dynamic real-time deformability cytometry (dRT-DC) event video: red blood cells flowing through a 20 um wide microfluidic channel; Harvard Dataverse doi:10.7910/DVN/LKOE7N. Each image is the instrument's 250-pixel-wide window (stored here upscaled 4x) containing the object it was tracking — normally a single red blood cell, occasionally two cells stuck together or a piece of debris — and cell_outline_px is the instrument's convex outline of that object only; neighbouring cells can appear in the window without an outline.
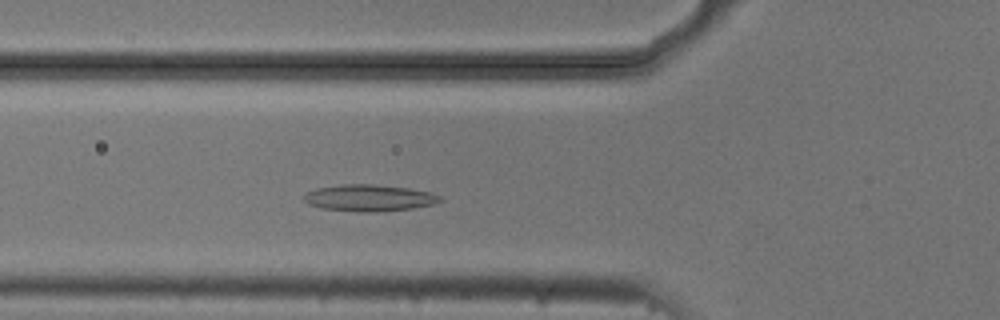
{"species": "common noctule bat (a hibernating species)", "species_latin": "Nyctalus noctula", "temperature_condition": "cold", "stored_images_in_passage": 5, "camera_frame_rate_fps": 3000, "um_per_image_px": 0.085, "animal": {"sex": "male", "body_mass_g": 20.5, "forearm_length_mm": 52.5}, "frame": {"image": 1, "passage_image": 5, "time_ms": 1.333, "image_size_px": [1000, 320], "cell_outline_px": [[444, 200], [436, 204], [412, 208], [376, 212], [364, 212], [320, 208], [308, 204], [304, 200], [304, 196], [308, 192], [316, 188], [340, 184], [376, 184], [408, 188], [432, 192], [440, 196]], "centroid_in_image_um": [31.41, 16.82], "position_along_channel_um": 94.4, "area_um2": 21.27}}